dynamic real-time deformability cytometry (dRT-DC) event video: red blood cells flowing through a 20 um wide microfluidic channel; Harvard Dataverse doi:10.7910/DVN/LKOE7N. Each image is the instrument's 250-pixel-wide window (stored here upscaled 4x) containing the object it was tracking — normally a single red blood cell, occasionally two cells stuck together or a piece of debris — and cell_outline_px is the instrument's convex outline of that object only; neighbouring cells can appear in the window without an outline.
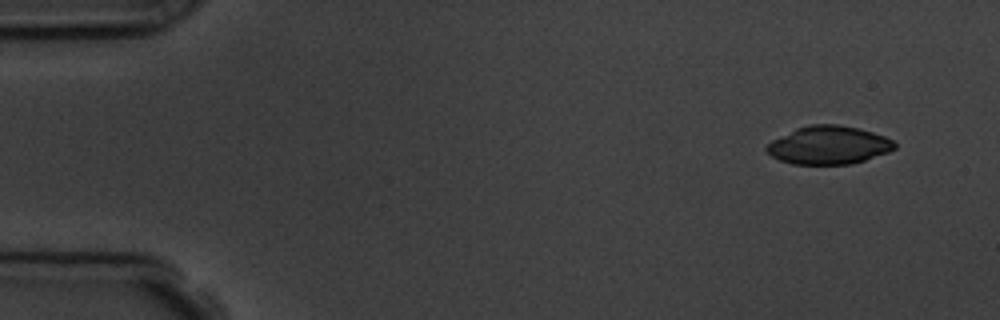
{"species": "common noctule bat (a hibernating species)", "species_latin": "Nyctalus noctula", "temperature_condition": "room temperature", "stored_images_in_passage": 5, "camera_frame_rate_fps": 3000, "um_per_image_px": 0.085, "animal": {"sex": "male", "body_mass_g": 19.5, "forearm_length_mm": 54.6}, "frame": {"image": 1, "passage_image": 1, "time_ms": 0.0, "image_size_px": [1000, 320], "cell_outline_px": [[896, 148], [888, 152], [852, 164], [792, 164], [780, 160], [772, 156], [764, 148], [772, 140], [796, 128], [812, 124], [840, 124], [872, 132], [884, 136], [892, 140], [896, 144]], "centroid_in_image_um": [70.43, 12.34], "position_along_channel_um": 14.6, "area_um2": 28.32}}